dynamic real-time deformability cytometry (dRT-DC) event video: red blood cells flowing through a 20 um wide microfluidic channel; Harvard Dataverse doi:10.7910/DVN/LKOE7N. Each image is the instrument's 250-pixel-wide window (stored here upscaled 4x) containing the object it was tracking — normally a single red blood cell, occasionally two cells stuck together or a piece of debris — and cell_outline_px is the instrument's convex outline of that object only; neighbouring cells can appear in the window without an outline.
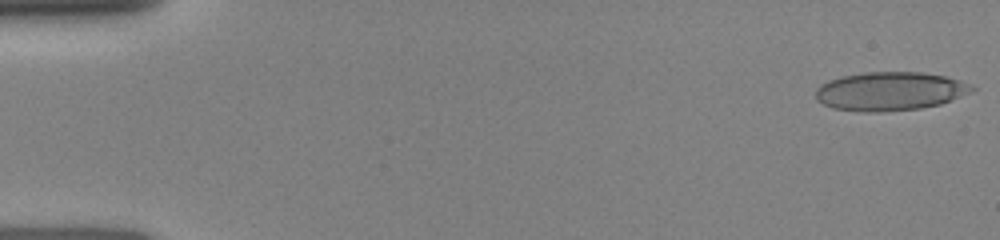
{"species": "human", "species_latin": "Homo sapiens", "temperature_condition": "room temperature", "stored_images_in_passage": 10, "camera_frame_rate_fps": 3000, "um_per_image_px": 0.085, "donor": {"sex": "female"}, "frame": {"image": 1, "passage_image": 1, "time_ms": 0.0, "image_size_px": [1000, 240], "cell_outline_px": [[976, 88], [972, 92], [940, 104], [920, 108], [876, 112], [864, 112], [832, 108], [816, 100], [816, 88], [820, 84], [828, 80], [840, 76], [864, 72], [920, 72], [944, 76], [960, 80], [972, 84]], "centroid_in_image_um": [75.63, 7.75], "position_along_channel_um": 9.4, "area_um2": 35.32}}
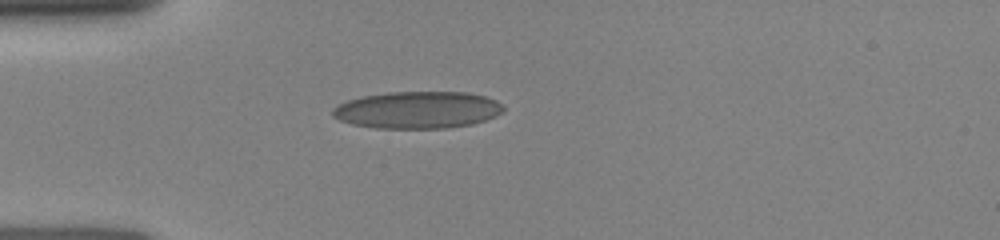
{"frame": {"image": 2, "passage_image": 7, "time_ms": 4.0, "image_size_px": [1000, 240], "cell_outline_px": [[504, 108], [496, 116], [472, 124], [448, 128], [376, 128], [352, 124], [340, 120], [332, 116], [332, 108], [336, 104], [360, 96], [388, 92], [468, 92], [484, 96], [496, 100]], "centroid_in_image_um": [35.45, 9.34], "position_along_channel_um": 49.6, "area_um2": 36.99}}
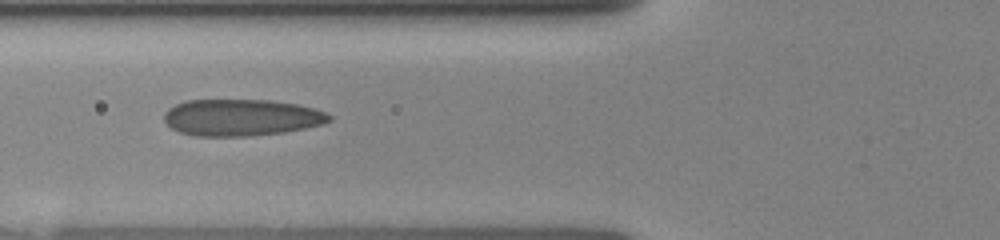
{"frame": {"image": 3, "passage_image": 9, "time_ms": 5.667, "image_size_px": [1000, 240], "cell_outline_px": [[332, 120], [324, 124], [284, 132], [252, 136], [196, 136], [180, 132], [172, 128], [164, 120], [164, 112], [168, 108], [184, 100], [268, 100], [296, 104], [312, 108], [324, 112], [332, 116]], "centroid_in_image_um": [20.5, 9.99], "position_along_channel_um": 105.3, "area_um2": 35.32}}